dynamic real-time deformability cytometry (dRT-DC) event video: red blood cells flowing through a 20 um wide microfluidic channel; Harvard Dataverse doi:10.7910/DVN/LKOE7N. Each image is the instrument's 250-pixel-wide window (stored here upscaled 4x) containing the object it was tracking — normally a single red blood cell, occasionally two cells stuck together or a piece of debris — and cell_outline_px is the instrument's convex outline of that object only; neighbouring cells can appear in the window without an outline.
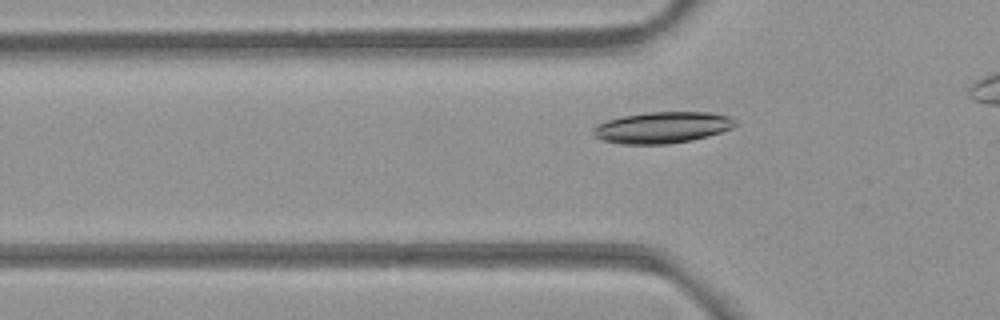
{"species": "common noctule bat (a hibernating species)", "species_latin": "Nyctalus noctula", "temperature_condition": "room temperature", "stored_images_in_passage": 36, "camera_frame_rate_fps": 3000, "um_per_image_px": 0.085, "animal": {"sex": "female", "body_mass_g": 21.9}, "frame": {"image": 1, "passage_image": 10, "time_ms": 3.0, "image_size_px": [1000, 320], "cell_outline_px": [[736, 124], [732, 128], [708, 136], [692, 140], [668, 144], [620, 144], [604, 140], [592, 136], [592, 128], [596, 124], [608, 120], [624, 116], [648, 112], [712, 112], [728, 116], [736, 120]], "centroid_in_image_um": [56.27, 10.84], "position_along_channel_um": 69.5, "area_um2": 26.01}}
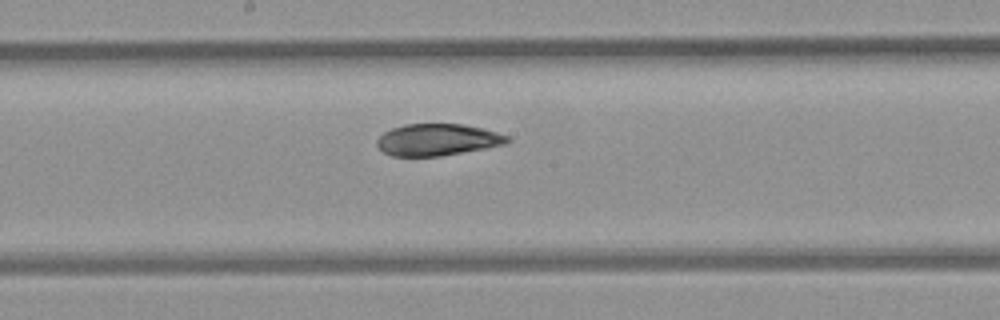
{"frame": {"image": 2, "passage_image": 21, "time_ms": 6.667, "image_size_px": [1000, 320], "cell_outline_px": [[512, 140], [508, 144], [440, 156], [392, 156], [384, 152], [376, 144], [376, 140], [384, 132], [392, 128], [404, 124], [464, 124], [496, 132], [508, 136]], "centroid_in_image_um": [37.19, 11.88], "position_along_channel_um": 211.0, "area_um2": 24.1}}
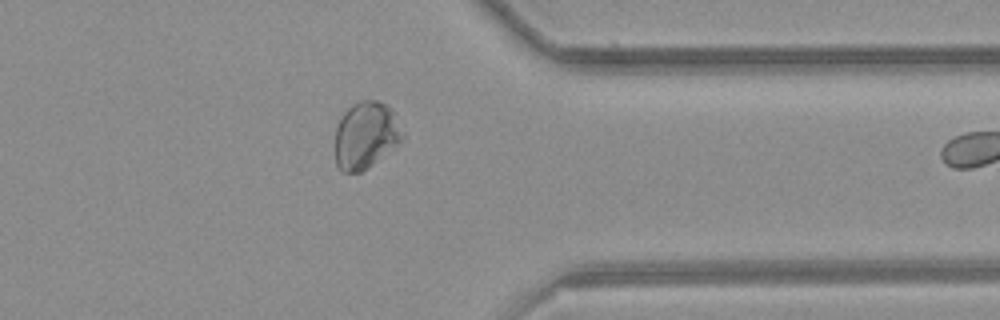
{"frame": {"image": 3, "passage_image": 35, "time_ms": 11.333, "image_size_px": [1000, 320], "cell_outline_px": [[404, 140], [368, 168], [360, 172], [344, 172], [336, 164], [336, 128], [344, 112], [352, 104], [360, 100], [376, 100], [388, 104], [392, 108], [404, 136]], "centroid_in_image_um": [31.12, 11.48], "position_along_channel_um": 380.3, "area_um2": 26.36}}